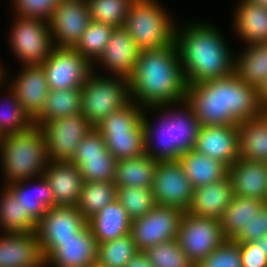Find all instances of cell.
Masks as SVG:
<instances>
[{"label":"cell","mask_w":267,"mask_h":267,"mask_svg":"<svg viewBox=\"0 0 267 267\" xmlns=\"http://www.w3.org/2000/svg\"><path fill=\"white\" fill-rule=\"evenodd\" d=\"M222 34L209 21L177 23L175 44L187 85L235 74L236 54Z\"/></svg>","instance_id":"obj_1"},{"label":"cell","mask_w":267,"mask_h":267,"mask_svg":"<svg viewBox=\"0 0 267 267\" xmlns=\"http://www.w3.org/2000/svg\"><path fill=\"white\" fill-rule=\"evenodd\" d=\"M185 101L201 126L238 125L259 116L258 90L235 73L187 85Z\"/></svg>","instance_id":"obj_2"},{"label":"cell","mask_w":267,"mask_h":267,"mask_svg":"<svg viewBox=\"0 0 267 267\" xmlns=\"http://www.w3.org/2000/svg\"><path fill=\"white\" fill-rule=\"evenodd\" d=\"M128 83L130 100L141 108L185 101L187 82L177 45L141 50Z\"/></svg>","instance_id":"obj_3"},{"label":"cell","mask_w":267,"mask_h":267,"mask_svg":"<svg viewBox=\"0 0 267 267\" xmlns=\"http://www.w3.org/2000/svg\"><path fill=\"white\" fill-rule=\"evenodd\" d=\"M150 113L156 114L153 121H157L149 118ZM143 127L145 154L157 161H167L178 160L194 150L201 124L192 107L182 101L144 108Z\"/></svg>","instance_id":"obj_4"},{"label":"cell","mask_w":267,"mask_h":267,"mask_svg":"<svg viewBox=\"0 0 267 267\" xmlns=\"http://www.w3.org/2000/svg\"><path fill=\"white\" fill-rule=\"evenodd\" d=\"M49 157L46 137L38 125L0 137V169L4 186L43 176Z\"/></svg>","instance_id":"obj_5"},{"label":"cell","mask_w":267,"mask_h":267,"mask_svg":"<svg viewBox=\"0 0 267 267\" xmlns=\"http://www.w3.org/2000/svg\"><path fill=\"white\" fill-rule=\"evenodd\" d=\"M168 11L158 0L131 3L124 28L140 51L175 43L177 20Z\"/></svg>","instance_id":"obj_6"},{"label":"cell","mask_w":267,"mask_h":267,"mask_svg":"<svg viewBox=\"0 0 267 267\" xmlns=\"http://www.w3.org/2000/svg\"><path fill=\"white\" fill-rule=\"evenodd\" d=\"M143 111L144 108L130 100L94 127L117 161L145 154Z\"/></svg>","instance_id":"obj_7"},{"label":"cell","mask_w":267,"mask_h":267,"mask_svg":"<svg viewBox=\"0 0 267 267\" xmlns=\"http://www.w3.org/2000/svg\"><path fill=\"white\" fill-rule=\"evenodd\" d=\"M81 90L82 114L93 127L130 101L128 79L100 75L95 69Z\"/></svg>","instance_id":"obj_8"},{"label":"cell","mask_w":267,"mask_h":267,"mask_svg":"<svg viewBox=\"0 0 267 267\" xmlns=\"http://www.w3.org/2000/svg\"><path fill=\"white\" fill-rule=\"evenodd\" d=\"M13 17L14 23L8 32L11 53L21 65L42 64L54 47L49 22Z\"/></svg>","instance_id":"obj_9"},{"label":"cell","mask_w":267,"mask_h":267,"mask_svg":"<svg viewBox=\"0 0 267 267\" xmlns=\"http://www.w3.org/2000/svg\"><path fill=\"white\" fill-rule=\"evenodd\" d=\"M177 240L188 259L196 265L227 239L219 219L199 217L185 211Z\"/></svg>","instance_id":"obj_10"},{"label":"cell","mask_w":267,"mask_h":267,"mask_svg":"<svg viewBox=\"0 0 267 267\" xmlns=\"http://www.w3.org/2000/svg\"><path fill=\"white\" fill-rule=\"evenodd\" d=\"M50 90L82 88L93 72V65L74 48L54 46L40 64Z\"/></svg>","instance_id":"obj_11"},{"label":"cell","mask_w":267,"mask_h":267,"mask_svg":"<svg viewBox=\"0 0 267 267\" xmlns=\"http://www.w3.org/2000/svg\"><path fill=\"white\" fill-rule=\"evenodd\" d=\"M184 210L174 207L156 205L143 217L132 221L130 234L138 251L165 241L177 239Z\"/></svg>","instance_id":"obj_12"},{"label":"cell","mask_w":267,"mask_h":267,"mask_svg":"<svg viewBox=\"0 0 267 267\" xmlns=\"http://www.w3.org/2000/svg\"><path fill=\"white\" fill-rule=\"evenodd\" d=\"M40 128L51 162L71 161L80 141L94 129L82 113L45 121Z\"/></svg>","instance_id":"obj_13"},{"label":"cell","mask_w":267,"mask_h":267,"mask_svg":"<svg viewBox=\"0 0 267 267\" xmlns=\"http://www.w3.org/2000/svg\"><path fill=\"white\" fill-rule=\"evenodd\" d=\"M70 162L78 167L83 182H113L116 176L117 160L95 128L80 141Z\"/></svg>","instance_id":"obj_14"},{"label":"cell","mask_w":267,"mask_h":267,"mask_svg":"<svg viewBox=\"0 0 267 267\" xmlns=\"http://www.w3.org/2000/svg\"><path fill=\"white\" fill-rule=\"evenodd\" d=\"M156 205L187 211L194 188L178 160L158 161L151 187Z\"/></svg>","instance_id":"obj_15"},{"label":"cell","mask_w":267,"mask_h":267,"mask_svg":"<svg viewBox=\"0 0 267 267\" xmlns=\"http://www.w3.org/2000/svg\"><path fill=\"white\" fill-rule=\"evenodd\" d=\"M90 22L86 0H61L49 20L53 45L74 48Z\"/></svg>","instance_id":"obj_16"},{"label":"cell","mask_w":267,"mask_h":267,"mask_svg":"<svg viewBox=\"0 0 267 267\" xmlns=\"http://www.w3.org/2000/svg\"><path fill=\"white\" fill-rule=\"evenodd\" d=\"M97 242L87 224L76 236L57 240L45 253V267H96Z\"/></svg>","instance_id":"obj_17"},{"label":"cell","mask_w":267,"mask_h":267,"mask_svg":"<svg viewBox=\"0 0 267 267\" xmlns=\"http://www.w3.org/2000/svg\"><path fill=\"white\" fill-rule=\"evenodd\" d=\"M88 221L76 206H55L39 220L36 232L43 254L57 241L76 236Z\"/></svg>","instance_id":"obj_18"},{"label":"cell","mask_w":267,"mask_h":267,"mask_svg":"<svg viewBox=\"0 0 267 267\" xmlns=\"http://www.w3.org/2000/svg\"><path fill=\"white\" fill-rule=\"evenodd\" d=\"M20 68L18 74L14 78L8 76L7 81L24 111L34 120L42 112L50 89L40 64H22Z\"/></svg>","instance_id":"obj_19"},{"label":"cell","mask_w":267,"mask_h":267,"mask_svg":"<svg viewBox=\"0 0 267 267\" xmlns=\"http://www.w3.org/2000/svg\"><path fill=\"white\" fill-rule=\"evenodd\" d=\"M139 52L128 31L124 27H115L106 48L93 64V69L101 67L103 71H107L104 72L107 75L128 79L134 72Z\"/></svg>","instance_id":"obj_20"},{"label":"cell","mask_w":267,"mask_h":267,"mask_svg":"<svg viewBox=\"0 0 267 267\" xmlns=\"http://www.w3.org/2000/svg\"><path fill=\"white\" fill-rule=\"evenodd\" d=\"M0 267H45L37 232H1Z\"/></svg>","instance_id":"obj_21"},{"label":"cell","mask_w":267,"mask_h":267,"mask_svg":"<svg viewBox=\"0 0 267 267\" xmlns=\"http://www.w3.org/2000/svg\"><path fill=\"white\" fill-rule=\"evenodd\" d=\"M194 150L232 166L239 158L237 125L201 126Z\"/></svg>","instance_id":"obj_22"},{"label":"cell","mask_w":267,"mask_h":267,"mask_svg":"<svg viewBox=\"0 0 267 267\" xmlns=\"http://www.w3.org/2000/svg\"><path fill=\"white\" fill-rule=\"evenodd\" d=\"M43 176L53 192V207L77 205L83 179L76 165L70 161H49Z\"/></svg>","instance_id":"obj_23"},{"label":"cell","mask_w":267,"mask_h":267,"mask_svg":"<svg viewBox=\"0 0 267 267\" xmlns=\"http://www.w3.org/2000/svg\"><path fill=\"white\" fill-rule=\"evenodd\" d=\"M233 197L229 174L221 180L195 188L186 212L199 217L220 219Z\"/></svg>","instance_id":"obj_24"},{"label":"cell","mask_w":267,"mask_h":267,"mask_svg":"<svg viewBox=\"0 0 267 267\" xmlns=\"http://www.w3.org/2000/svg\"><path fill=\"white\" fill-rule=\"evenodd\" d=\"M233 195L256 198L267 203V163L238 158L229 167Z\"/></svg>","instance_id":"obj_25"},{"label":"cell","mask_w":267,"mask_h":267,"mask_svg":"<svg viewBox=\"0 0 267 267\" xmlns=\"http://www.w3.org/2000/svg\"><path fill=\"white\" fill-rule=\"evenodd\" d=\"M5 187L20 202L23 211L36 225L47 210L53 207V192L44 176L16 182Z\"/></svg>","instance_id":"obj_26"},{"label":"cell","mask_w":267,"mask_h":267,"mask_svg":"<svg viewBox=\"0 0 267 267\" xmlns=\"http://www.w3.org/2000/svg\"><path fill=\"white\" fill-rule=\"evenodd\" d=\"M238 2L232 15L238 39L245 45L267 42V8L248 0Z\"/></svg>","instance_id":"obj_27"},{"label":"cell","mask_w":267,"mask_h":267,"mask_svg":"<svg viewBox=\"0 0 267 267\" xmlns=\"http://www.w3.org/2000/svg\"><path fill=\"white\" fill-rule=\"evenodd\" d=\"M132 219L117 199L106 205L88 220L97 244L130 233Z\"/></svg>","instance_id":"obj_28"},{"label":"cell","mask_w":267,"mask_h":267,"mask_svg":"<svg viewBox=\"0 0 267 267\" xmlns=\"http://www.w3.org/2000/svg\"><path fill=\"white\" fill-rule=\"evenodd\" d=\"M178 161L194 189L221 180L229 173V167L222 161L195 150L181 155Z\"/></svg>","instance_id":"obj_29"},{"label":"cell","mask_w":267,"mask_h":267,"mask_svg":"<svg viewBox=\"0 0 267 267\" xmlns=\"http://www.w3.org/2000/svg\"><path fill=\"white\" fill-rule=\"evenodd\" d=\"M237 128L239 158L267 163V124L258 116L239 122Z\"/></svg>","instance_id":"obj_30"},{"label":"cell","mask_w":267,"mask_h":267,"mask_svg":"<svg viewBox=\"0 0 267 267\" xmlns=\"http://www.w3.org/2000/svg\"><path fill=\"white\" fill-rule=\"evenodd\" d=\"M235 73L257 90L267 80V42L247 44L236 54Z\"/></svg>","instance_id":"obj_31"},{"label":"cell","mask_w":267,"mask_h":267,"mask_svg":"<svg viewBox=\"0 0 267 267\" xmlns=\"http://www.w3.org/2000/svg\"><path fill=\"white\" fill-rule=\"evenodd\" d=\"M267 203L256 198L233 195L220 220L227 240H233Z\"/></svg>","instance_id":"obj_32"},{"label":"cell","mask_w":267,"mask_h":267,"mask_svg":"<svg viewBox=\"0 0 267 267\" xmlns=\"http://www.w3.org/2000/svg\"><path fill=\"white\" fill-rule=\"evenodd\" d=\"M157 160L147 154L140 157L117 161L114 184L116 187L151 188L153 185Z\"/></svg>","instance_id":"obj_33"},{"label":"cell","mask_w":267,"mask_h":267,"mask_svg":"<svg viewBox=\"0 0 267 267\" xmlns=\"http://www.w3.org/2000/svg\"><path fill=\"white\" fill-rule=\"evenodd\" d=\"M82 113V90H49L42 112L33 120L41 126L45 121Z\"/></svg>","instance_id":"obj_34"},{"label":"cell","mask_w":267,"mask_h":267,"mask_svg":"<svg viewBox=\"0 0 267 267\" xmlns=\"http://www.w3.org/2000/svg\"><path fill=\"white\" fill-rule=\"evenodd\" d=\"M116 197L117 187L114 182H83L76 207L88 221L106 205L114 201Z\"/></svg>","instance_id":"obj_35"},{"label":"cell","mask_w":267,"mask_h":267,"mask_svg":"<svg viewBox=\"0 0 267 267\" xmlns=\"http://www.w3.org/2000/svg\"><path fill=\"white\" fill-rule=\"evenodd\" d=\"M0 189V232H35L37 225L23 211L20 202L5 187Z\"/></svg>","instance_id":"obj_36"},{"label":"cell","mask_w":267,"mask_h":267,"mask_svg":"<svg viewBox=\"0 0 267 267\" xmlns=\"http://www.w3.org/2000/svg\"><path fill=\"white\" fill-rule=\"evenodd\" d=\"M5 89V99L0 101V137L26 131L34 125L8 83Z\"/></svg>","instance_id":"obj_37"},{"label":"cell","mask_w":267,"mask_h":267,"mask_svg":"<svg viewBox=\"0 0 267 267\" xmlns=\"http://www.w3.org/2000/svg\"><path fill=\"white\" fill-rule=\"evenodd\" d=\"M138 252L132 235L118 237L97 245L96 267H126Z\"/></svg>","instance_id":"obj_38"},{"label":"cell","mask_w":267,"mask_h":267,"mask_svg":"<svg viewBox=\"0 0 267 267\" xmlns=\"http://www.w3.org/2000/svg\"><path fill=\"white\" fill-rule=\"evenodd\" d=\"M114 28L91 20L74 49L93 65L106 48Z\"/></svg>","instance_id":"obj_39"},{"label":"cell","mask_w":267,"mask_h":267,"mask_svg":"<svg viewBox=\"0 0 267 267\" xmlns=\"http://www.w3.org/2000/svg\"><path fill=\"white\" fill-rule=\"evenodd\" d=\"M92 21L124 27L128 10L134 0H86Z\"/></svg>","instance_id":"obj_40"},{"label":"cell","mask_w":267,"mask_h":267,"mask_svg":"<svg viewBox=\"0 0 267 267\" xmlns=\"http://www.w3.org/2000/svg\"><path fill=\"white\" fill-rule=\"evenodd\" d=\"M116 199L132 220L143 217L156 206L151 188L117 187Z\"/></svg>","instance_id":"obj_41"},{"label":"cell","mask_w":267,"mask_h":267,"mask_svg":"<svg viewBox=\"0 0 267 267\" xmlns=\"http://www.w3.org/2000/svg\"><path fill=\"white\" fill-rule=\"evenodd\" d=\"M153 267H195L177 239L162 242L144 251Z\"/></svg>","instance_id":"obj_42"},{"label":"cell","mask_w":267,"mask_h":267,"mask_svg":"<svg viewBox=\"0 0 267 267\" xmlns=\"http://www.w3.org/2000/svg\"><path fill=\"white\" fill-rule=\"evenodd\" d=\"M195 267H242L239 245L233 240H226Z\"/></svg>","instance_id":"obj_43"},{"label":"cell","mask_w":267,"mask_h":267,"mask_svg":"<svg viewBox=\"0 0 267 267\" xmlns=\"http://www.w3.org/2000/svg\"><path fill=\"white\" fill-rule=\"evenodd\" d=\"M61 0H11L15 16L42 19L49 22L54 8Z\"/></svg>","instance_id":"obj_44"},{"label":"cell","mask_w":267,"mask_h":267,"mask_svg":"<svg viewBox=\"0 0 267 267\" xmlns=\"http://www.w3.org/2000/svg\"><path fill=\"white\" fill-rule=\"evenodd\" d=\"M267 233V204L233 239L235 243L253 242Z\"/></svg>","instance_id":"obj_45"},{"label":"cell","mask_w":267,"mask_h":267,"mask_svg":"<svg viewBox=\"0 0 267 267\" xmlns=\"http://www.w3.org/2000/svg\"><path fill=\"white\" fill-rule=\"evenodd\" d=\"M237 244L240 249L242 267H267V257L259 246L253 242Z\"/></svg>","instance_id":"obj_46"},{"label":"cell","mask_w":267,"mask_h":267,"mask_svg":"<svg viewBox=\"0 0 267 267\" xmlns=\"http://www.w3.org/2000/svg\"><path fill=\"white\" fill-rule=\"evenodd\" d=\"M126 267H153V266L147 254L143 251H138L127 263Z\"/></svg>","instance_id":"obj_47"},{"label":"cell","mask_w":267,"mask_h":267,"mask_svg":"<svg viewBox=\"0 0 267 267\" xmlns=\"http://www.w3.org/2000/svg\"><path fill=\"white\" fill-rule=\"evenodd\" d=\"M258 102L260 106L267 105V80L260 89H258Z\"/></svg>","instance_id":"obj_48"},{"label":"cell","mask_w":267,"mask_h":267,"mask_svg":"<svg viewBox=\"0 0 267 267\" xmlns=\"http://www.w3.org/2000/svg\"><path fill=\"white\" fill-rule=\"evenodd\" d=\"M9 72L6 71L4 65H2V62L0 63V90L5 89L4 87L7 85L8 81V74ZM6 83V84H5ZM4 85V86H3ZM3 87V88H2Z\"/></svg>","instance_id":"obj_49"},{"label":"cell","mask_w":267,"mask_h":267,"mask_svg":"<svg viewBox=\"0 0 267 267\" xmlns=\"http://www.w3.org/2000/svg\"><path fill=\"white\" fill-rule=\"evenodd\" d=\"M253 243L256 246H259V248L261 249V251L267 257V233L265 235H263L261 238H259L258 240L253 241Z\"/></svg>","instance_id":"obj_50"},{"label":"cell","mask_w":267,"mask_h":267,"mask_svg":"<svg viewBox=\"0 0 267 267\" xmlns=\"http://www.w3.org/2000/svg\"><path fill=\"white\" fill-rule=\"evenodd\" d=\"M259 116L267 124V105L260 106Z\"/></svg>","instance_id":"obj_51"},{"label":"cell","mask_w":267,"mask_h":267,"mask_svg":"<svg viewBox=\"0 0 267 267\" xmlns=\"http://www.w3.org/2000/svg\"><path fill=\"white\" fill-rule=\"evenodd\" d=\"M254 4L261 5L264 8H267V0H248Z\"/></svg>","instance_id":"obj_52"}]
</instances>
